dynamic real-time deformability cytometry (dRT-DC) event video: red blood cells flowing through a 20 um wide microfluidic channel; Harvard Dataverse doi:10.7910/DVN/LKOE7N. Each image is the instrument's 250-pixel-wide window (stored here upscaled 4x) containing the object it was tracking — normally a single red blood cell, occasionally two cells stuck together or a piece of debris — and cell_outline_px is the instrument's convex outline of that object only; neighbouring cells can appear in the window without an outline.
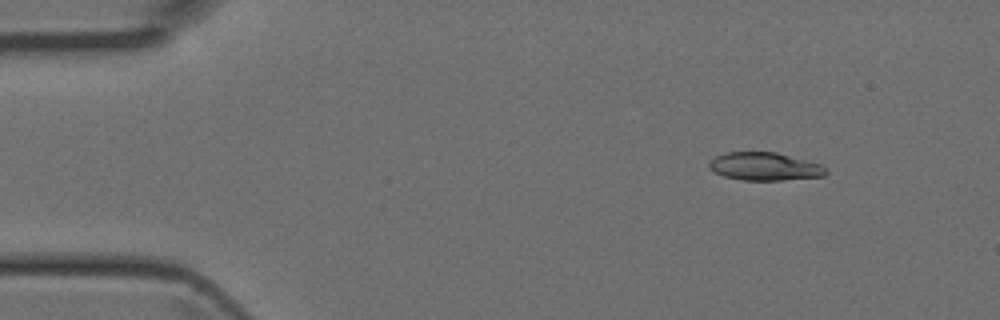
{"species": "Egyptian fruit bat (a non-hibernating species)", "species_latin": "Rousettus aegyptiacus", "temperature_condition": "room temperature", "stored_images_in_passage": 3, "camera_frame_rate_fps": 3000, "um_per_image_px": 0.085, "animal": {"sex": "female"}, "frame": {"image": 1, "passage_image": 1, "time_ms": 0.0, "image_size_px": [1000, 320], "cell_outline_px": [[828, 172], [824, 176], [780, 180], [744, 180], [724, 176], [708, 168], [708, 164], [716, 156], [724, 152], [776, 152], [820, 164]], "centroid_in_image_um": [64.97, 14.15], "position_along_channel_um": 20.0, "area_um2": 18.84}}
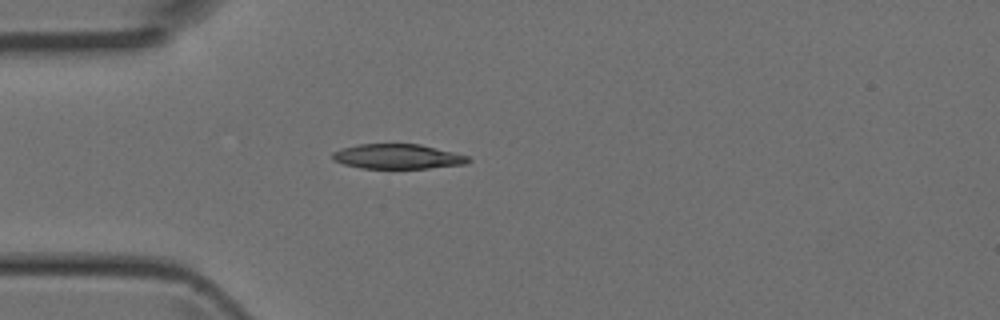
{"frame": {"image": 2, "passage_image": 3, "time_ms": 0.667, "image_size_px": [1000, 320], "cell_outline_px": [[472, 160], [464, 164], [428, 168], [360, 168], [344, 164], [332, 160], [332, 152], [344, 148], [360, 144], [420, 144], [468, 156]], "centroid_in_image_um": [33.78, 13.3], "position_along_channel_um": 51.2, "area_um2": 19.42}}